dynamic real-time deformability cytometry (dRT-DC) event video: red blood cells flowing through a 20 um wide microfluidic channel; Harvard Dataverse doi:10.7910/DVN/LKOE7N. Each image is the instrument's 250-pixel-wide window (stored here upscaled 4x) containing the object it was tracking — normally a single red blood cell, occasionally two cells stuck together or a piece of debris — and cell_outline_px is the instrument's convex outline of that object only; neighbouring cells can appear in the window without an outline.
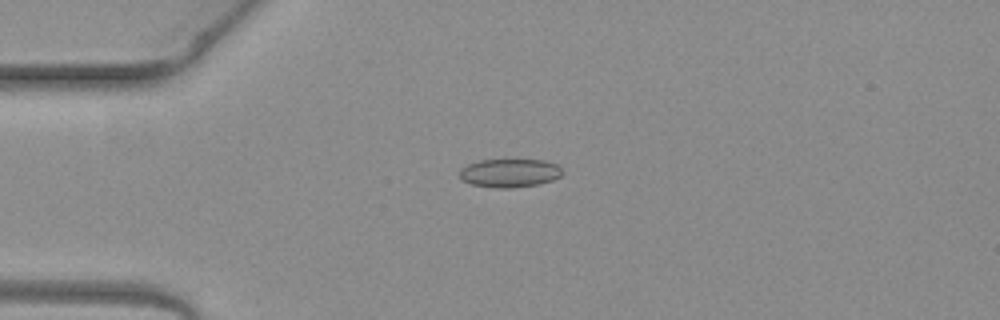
{"species": "common noctule bat (a hibernating species)", "species_latin": "Nyctalus noctula", "temperature_condition": "warm", "stored_images_in_passage": 4, "camera_frame_rate_fps": 3000, "um_per_image_px": 0.085, "animal": {"sex": "female", "body_mass_g": 19.3, "forearm_length_mm": 54.1}, "frame": {"image": 1, "passage_image": 2, "time_ms": 0.333, "image_size_px": [1000, 320], "cell_outline_px": [[564, 172], [560, 176], [552, 180], [540, 184], [512, 188], [496, 188], [472, 184], [460, 180], [460, 168], [468, 164], [480, 160], [544, 160], [556, 164]], "centroid_in_image_um": [43.31, 14.71], "position_along_channel_um": 41.7, "area_um2": 17.11}}
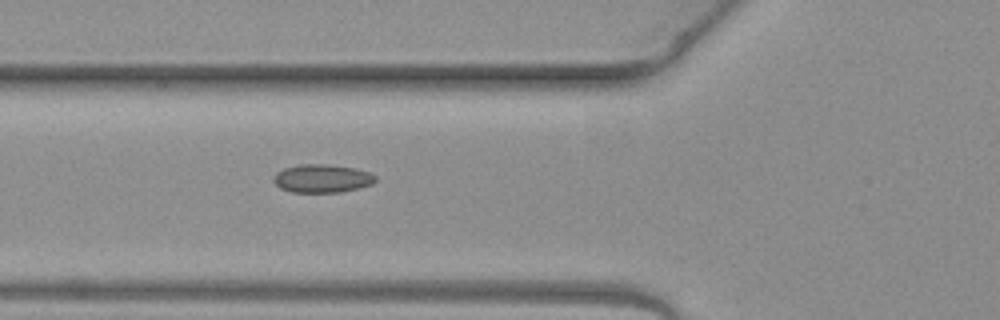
{"frame": {"image": 2, "passage_image": 4, "time_ms": 1.0, "image_size_px": [1000, 320], "cell_outline_px": [[376, 180], [372, 184], [340, 192], [292, 192], [280, 188], [272, 180], [272, 176], [276, 172], [284, 168], [300, 164], [324, 164], [356, 168], [368, 172], [376, 176]], "centroid_in_image_um": [27.34, 15.16], "position_along_channel_um": 98.5, "area_um2": 16.76}}